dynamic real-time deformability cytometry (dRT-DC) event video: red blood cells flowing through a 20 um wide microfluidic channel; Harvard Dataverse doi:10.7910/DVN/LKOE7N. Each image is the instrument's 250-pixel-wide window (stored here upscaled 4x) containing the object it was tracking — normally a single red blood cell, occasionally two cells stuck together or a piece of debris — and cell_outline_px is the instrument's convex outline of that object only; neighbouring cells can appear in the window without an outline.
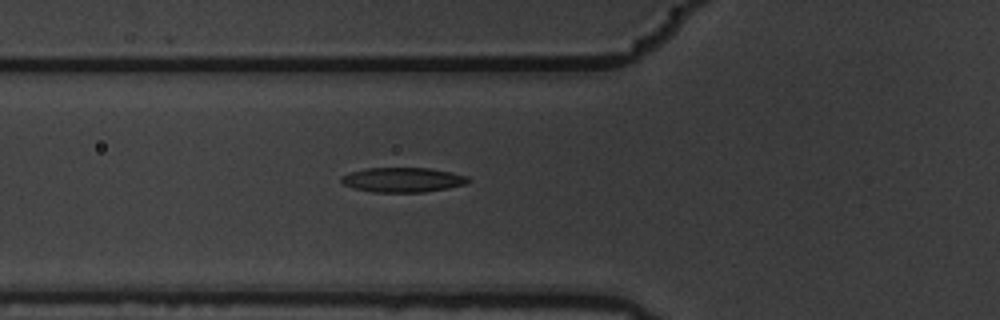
{"species": "common noctule bat (a hibernating species)", "species_latin": "Nyctalus noctula", "temperature_condition": "warm", "stored_images_in_passage": 6, "camera_frame_rate_fps": 3000, "um_per_image_px": 0.085, "animal": {"sex": "male", "body_mass_g": 19.5, "forearm_length_mm": 54.6}, "frame": {"image": 1, "passage_image": 6, "time_ms": 1.667, "image_size_px": [1000, 320], "cell_outline_px": [[472, 180], [464, 184], [448, 188], [424, 192], [372, 192], [352, 188], [344, 184], [340, 180], [340, 176], [348, 172], [364, 168], [428, 168], [452, 172], [468, 176]], "centroid_in_image_um": [34.2, 15.28], "position_along_channel_um": 91.6, "area_um2": 18.44}}